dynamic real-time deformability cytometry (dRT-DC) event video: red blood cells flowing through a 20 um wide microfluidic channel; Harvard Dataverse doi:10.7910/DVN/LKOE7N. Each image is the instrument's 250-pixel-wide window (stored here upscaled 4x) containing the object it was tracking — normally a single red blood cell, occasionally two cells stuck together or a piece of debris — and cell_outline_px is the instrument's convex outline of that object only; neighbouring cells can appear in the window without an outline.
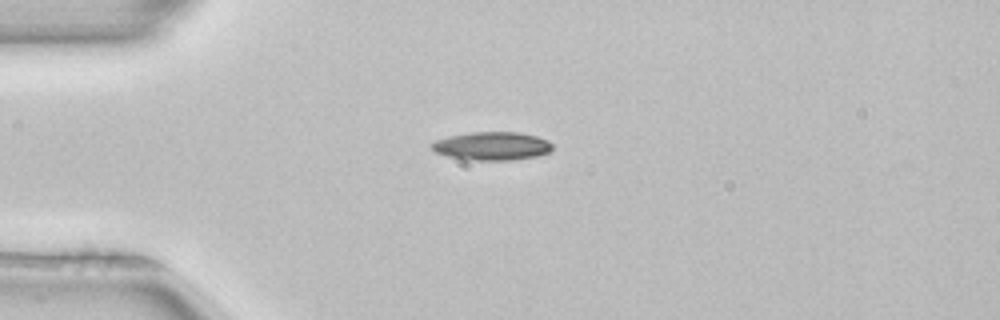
{"species": "common noctule bat (a hibernating species)", "species_latin": "Nyctalus noctula", "temperature_condition": "room temperature", "stored_images_in_passage": 39, "camera_frame_rate_fps": 3000, "um_per_image_px": 0.085, "animal": {"sex": "female", "body_mass_g": 22.7, "forearm_length_mm": 54.2}, "frame": {"image": 1, "passage_image": 1, "time_ms": 0.0, "image_size_px": [1000, 320], "cell_outline_px": [[552, 148], [548, 152], [536, 156], [512, 160], [468, 160], [448, 156], [436, 152], [428, 144], [436, 140], [448, 136], [472, 132], [520, 132], [536, 136], [548, 140], [552, 144]], "centroid_in_image_um": [41.8, 12.41], "position_along_channel_um": 43.2, "area_um2": 19.94}}
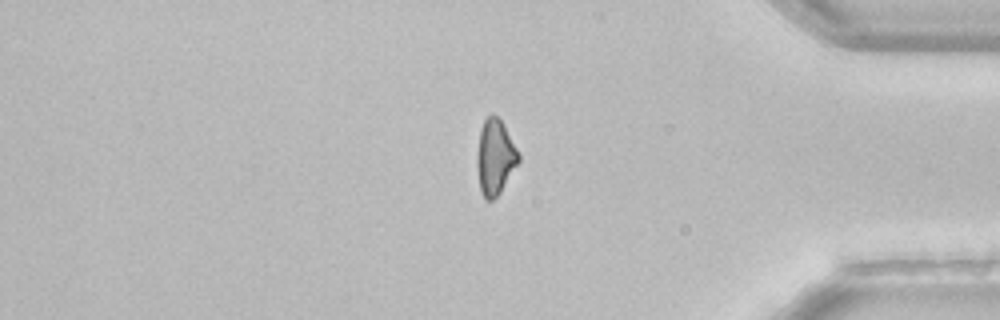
{"frame": {"image": 2, "passage_image": 31, "time_ms": 10.0, "image_size_px": [1000, 320], "cell_outline_px": [[520, 160], [500, 192], [492, 200], [488, 200], [480, 192], [476, 164], [476, 156], [480, 128], [484, 120], [492, 112], [504, 124], [520, 156]], "centroid_in_image_um": [42.06, 13.33], "position_along_channel_um": 393.1, "area_um2": 18.21}}
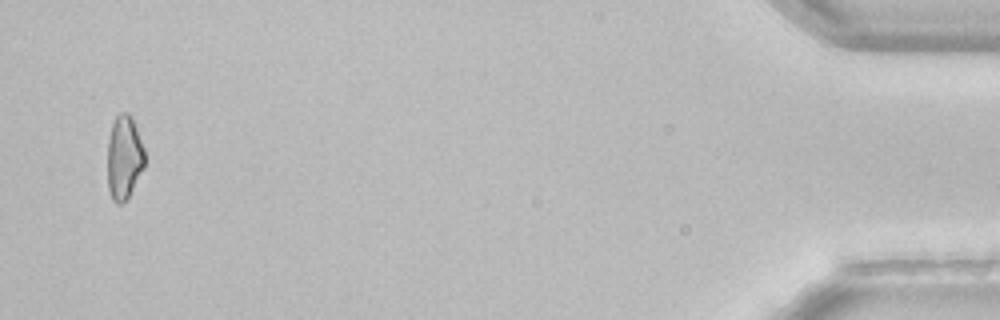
{"frame": {"image": 3, "passage_image": 38, "time_ms": 12.333, "image_size_px": [1000, 320], "cell_outline_px": [[144, 168], [128, 196], [120, 204], [116, 204], [112, 200], [108, 188], [108, 140], [112, 124], [116, 116], [120, 112], [128, 112], [132, 120], [144, 148]], "centroid_in_image_um": [10.53, 13.39], "position_along_channel_um": 424.7, "area_um2": 17.92}, "authors_computed_cell_mechanics": {"area_um2": 18.9006, "velocity_mm_per_s": 4.0018, "shape_relaxation_time_tau1_ms": 4.488, "shape_relaxation_time_tau2_ms": null, "deformation_change_tau1": 0.1158, "deformation_change_tau2": null}}